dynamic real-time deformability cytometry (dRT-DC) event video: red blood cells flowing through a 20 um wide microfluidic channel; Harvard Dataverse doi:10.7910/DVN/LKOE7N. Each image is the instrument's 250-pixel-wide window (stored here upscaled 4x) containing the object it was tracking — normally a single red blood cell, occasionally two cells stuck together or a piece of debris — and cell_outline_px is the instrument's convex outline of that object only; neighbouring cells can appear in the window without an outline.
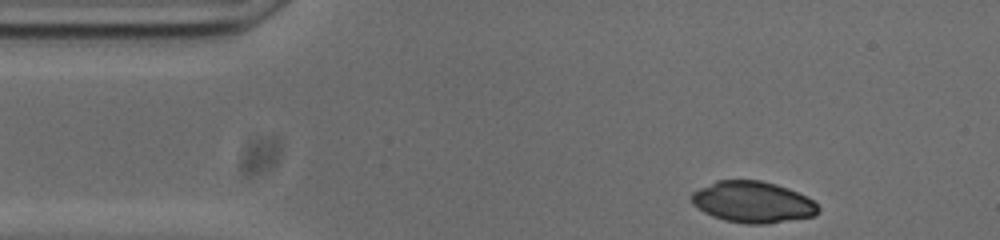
{"species": "common noctule bat (a hibernating species)", "species_latin": "Nyctalus noctula", "temperature_condition": "cold", "stored_images_in_passage": 38, "camera_frame_rate_fps": 3000, "um_per_image_px": 0.085, "animal": {"sex": "male", "body_mass_g": 20.0, "forearm_length_mm": 53.3}, "frame": {"image": 1, "passage_image": 1, "time_ms": 0.0, "image_size_px": [1000, 240], "cell_outline_px": [[820, 212], [816, 216], [764, 224], [748, 224], [724, 220], [712, 216], [704, 212], [692, 204], [688, 196], [692, 192], [716, 180], [760, 180], [776, 184], [788, 188], [812, 200], [820, 208]], "centroid_in_image_um": [63.96, 17.17], "position_along_channel_um": 21.0, "area_um2": 30.63}}